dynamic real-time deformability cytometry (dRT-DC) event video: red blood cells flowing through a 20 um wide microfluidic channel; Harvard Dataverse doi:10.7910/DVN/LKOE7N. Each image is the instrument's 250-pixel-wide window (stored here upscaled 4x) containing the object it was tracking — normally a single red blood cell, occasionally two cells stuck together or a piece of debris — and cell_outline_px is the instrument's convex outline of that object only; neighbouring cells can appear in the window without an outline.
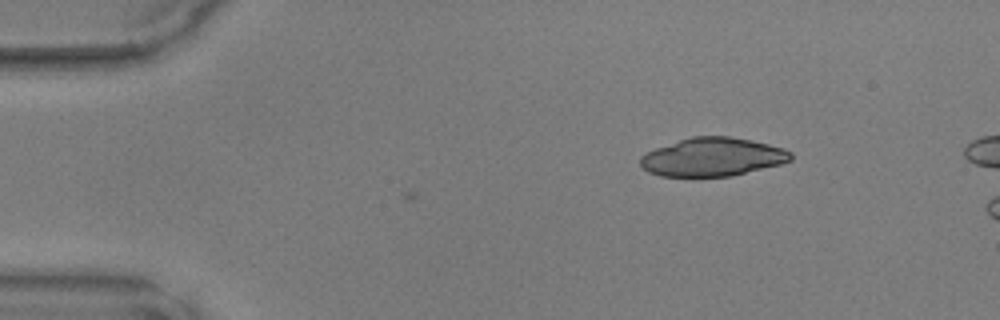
{"species": "common noctule bat (a hibernating species)", "species_latin": "Nyctalus noctula", "temperature_condition": "warm", "stored_images_in_passage": 8, "camera_frame_rate_fps": 3000, "um_per_image_px": 0.085, "animal": {"sex": "male", "body_mass_g": 17.9, "forearm_length_mm": 54.2}, "frame": {"image": 1, "passage_image": 8, "time_ms": 2.333, "image_size_px": [1000, 320], "cell_outline_px": [[792, 160], [780, 164], [732, 176], [660, 176], [648, 172], [640, 164], [640, 156], [656, 148], [692, 136], [728, 136], [752, 140], [784, 148], [792, 152]], "centroid_in_image_um": [60.59, 13.34], "position_along_channel_um": 24.4, "area_um2": 33.58}}